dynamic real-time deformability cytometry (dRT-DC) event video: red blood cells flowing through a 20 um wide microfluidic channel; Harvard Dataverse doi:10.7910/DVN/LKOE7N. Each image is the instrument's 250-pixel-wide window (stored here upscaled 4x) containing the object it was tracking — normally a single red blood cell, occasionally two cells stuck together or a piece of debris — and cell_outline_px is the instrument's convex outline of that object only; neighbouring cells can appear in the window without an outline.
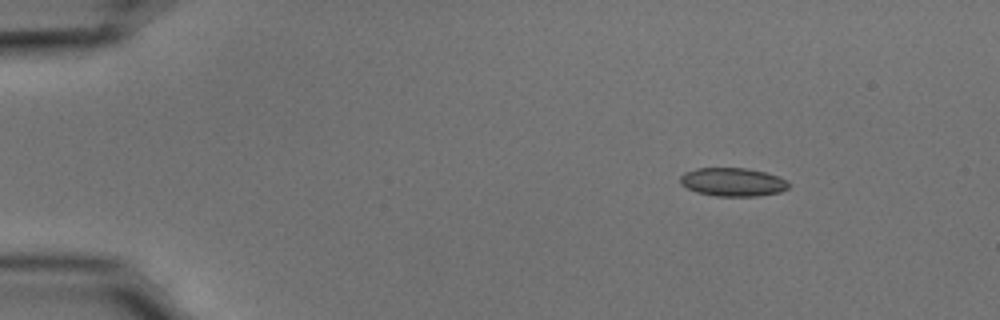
{"species": "common noctule bat (a hibernating species)", "species_latin": "Nyctalus noctula", "temperature_condition": "cold", "stored_images_in_passage": 48, "camera_frame_rate_fps": 3000, "um_per_image_px": 0.085, "animal": {"sex": "male", "body_mass_g": 15.6}, "frame": {"image": 1, "passage_image": 1, "time_ms": 0.0, "image_size_px": [1000, 320], "cell_outline_px": [[788, 188], [780, 192], [756, 196], [716, 196], [696, 192], [680, 184], [680, 176], [684, 172], [696, 168], [744, 168], [764, 172], [776, 176], [784, 180], [788, 184]], "centroid_in_image_um": [62.23, 15.47], "position_along_channel_um": 22.8, "area_um2": 17.8}}
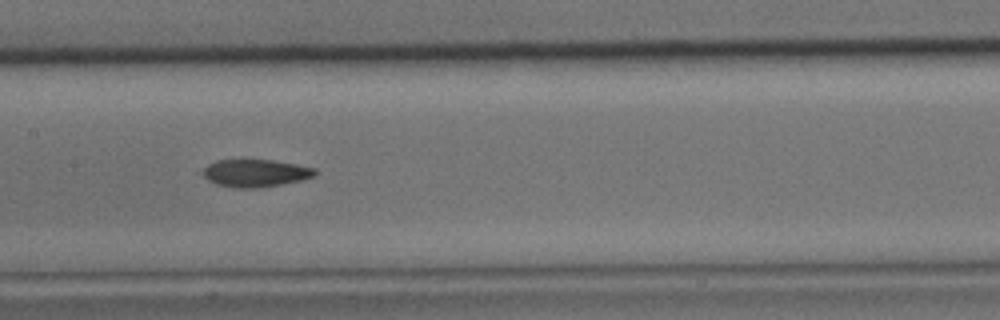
{"frame": {"image": 2, "passage_image": 21, "time_ms": 6.667, "image_size_px": [1000, 320], "cell_outline_px": [[316, 172], [312, 176], [304, 180], [260, 188], [236, 188], [216, 184], [208, 180], [200, 172], [208, 164], [216, 160], [272, 160], [296, 164], [316, 168]], "centroid_in_image_um": [21.7, 14.72], "position_along_channel_um": 185.7, "area_um2": 18.09}}
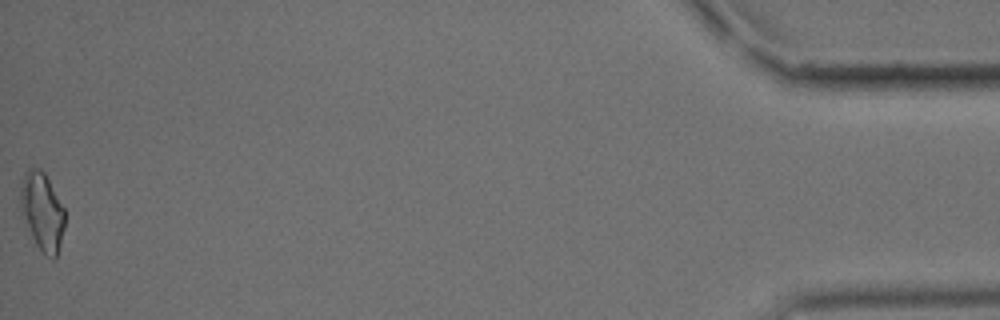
{"frame": {"image": 3, "passage_image": 48, "time_ms": 15.667, "image_size_px": [1000, 320], "cell_outline_px": [[64, 228], [60, 244], [56, 256], [52, 260], [36, 244], [32, 236], [20, 208], [20, 188], [24, 172], [28, 168], [40, 168], [44, 172], [64, 208]], "centroid_in_image_um": [3.58, 17.93], "position_along_channel_um": 431.6, "area_um2": 19.77}, "authors_computed_cell_mechanics": {"area_um2": 18.4093, "velocity_mm_per_s": 3.7238, "shape_relaxation_time_tau1_ms": 3.2194, "shape_relaxation_time_tau2_ms": 1.7592, "deformation_change_tau1": 0.1152, "deformation_change_tau2": 0.0616}}